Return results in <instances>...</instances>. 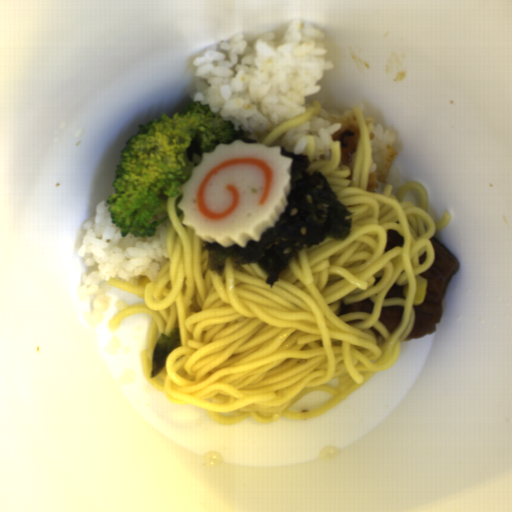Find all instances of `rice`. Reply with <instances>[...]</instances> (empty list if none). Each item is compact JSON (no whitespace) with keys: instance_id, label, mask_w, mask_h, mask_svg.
I'll return each instance as SVG.
<instances>
[{"instance_id":"obj_1","label":"rice","mask_w":512,"mask_h":512,"mask_svg":"<svg viewBox=\"0 0 512 512\" xmlns=\"http://www.w3.org/2000/svg\"><path fill=\"white\" fill-rule=\"evenodd\" d=\"M325 36L312 24L294 21L277 40L264 33L248 46L242 32L218 50L205 51L193 61L194 102L209 104L234 130L263 140L283 123L306 112L305 102L321 89L326 60Z\"/></svg>"},{"instance_id":"obj_2","label":"rice","mask_w":512,"mask_h":512,"mask_svg":"<svg viewBox=\"0 0 512 512\" xmlns=\"http://www.w3.org/2000/svg\"><path fill=\"white\" fill-rule=\"evenodd\" d=\"M108 207V199L97 204L83 226L85 235L78 249L85 267L96 266V270L81 277L82 284L77 292L78 300L93 297L87 322L96 326L103 323V311L109 306L110 278L131 286L137 285L142 276L152 282L170 257L167 242L171 228L169 216L159 223L151 237H134L130 233L122 236Z\"/></svg>"},{"instance_id":"obj_3","label":"rice","mask_w":512,"mask_h":512,"mask_svg":"<svg viewBox=\"0 0 512 512\" xmlns=\"http://www.w3.org/2000/svg\"><path fill=\"white\" fill-rule=\"evenodd\" d=\"M308 136L314 138V159L332 158L331 147L334 141H339L340 163L352 169L360 138L359 122L353 109L337 113L321 108L318 115L282 134L270 147H285L292 153L307 156Z\"/></svg>"},{"instance_id":"obj_4","label":"rice","mask_w":512,"mask_h":512,"mask_svg":"<svg viewBox=\"0 0 512 512\" xmlns=\"http://www.w3.org/2000/svg\"><path fill=\"white\" fill-rule=\"evenodd\" d=\"M367 125L371 166L367 180V190L382 193L385 185H391L395 196L403 187L401 176L394 164L396 135L389 129L384 130L382 124H375L374 118L363 115Z\"/></svg>"}]
</instances>
